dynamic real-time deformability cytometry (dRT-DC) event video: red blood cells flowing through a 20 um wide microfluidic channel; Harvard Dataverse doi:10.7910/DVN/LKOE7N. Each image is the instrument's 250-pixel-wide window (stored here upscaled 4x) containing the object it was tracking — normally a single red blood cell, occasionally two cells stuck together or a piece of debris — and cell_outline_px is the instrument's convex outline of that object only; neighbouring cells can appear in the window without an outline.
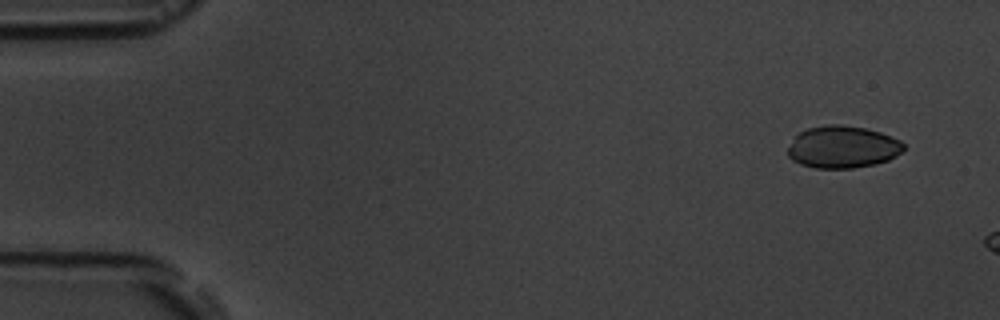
{"species": "common noctule bat (a hibernating species)", "species_latin": "Nyctalus noctula", "temperature_condition": "room temperature", "stored_images_in_passage": 3, "camera_frame_rate_fps": 3000, "um_per_image_px": 0.085, "animal": {"sex": "male", "body_mass_g": 19.5, "forearm_length_mm": 54.6}, "frame": {"image": 1, "passage_image": 1, "time_ms": 0.0, "image_size_px": [1000, 320], "cell_outline_px": [[904, 148], [896, 156], [888, 160], [876, 164], [852, 168], [816, 168], [800, 164], [792, 160], [788, 156], [788, 148], [796, 136], [800, 132], [808, 128], [828, 124], [844, 124], [864, 128], [880, 132], [900, 140], [904, 144]], "centroid_in_image_um": [71.62, 12.49], "position_along_channel_um": 13.4, "area_um2": 28.44}}